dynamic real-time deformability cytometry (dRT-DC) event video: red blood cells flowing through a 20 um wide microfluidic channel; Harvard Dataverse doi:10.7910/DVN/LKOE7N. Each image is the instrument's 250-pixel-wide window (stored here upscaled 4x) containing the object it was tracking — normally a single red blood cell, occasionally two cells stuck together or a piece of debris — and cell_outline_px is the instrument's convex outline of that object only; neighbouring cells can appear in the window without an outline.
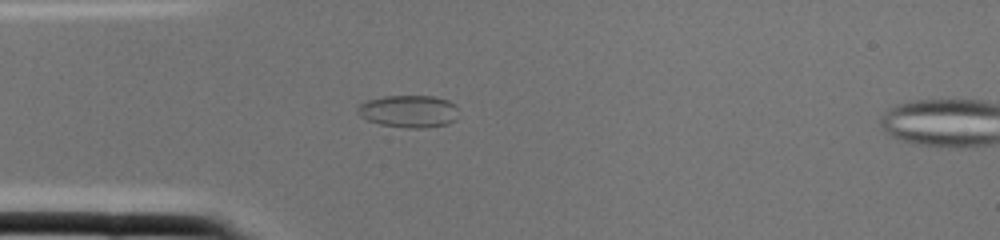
{"species": "common noctule bat (a hibernating species)", "species_latin": "Nyctalus noctula", "temperature_condition": "cold", "stored_images_in_passage": 3, "camera_frame_rate_fps": 3000, "um_per_image_px": 0.085, "animal": {"sex": "female", "body_mass_g": 22.0, "forearm_length_mm": 56.7}, "frame": {"image": 1, "passage_image": 2, "time_ms": 0.333, "image_size_px": [1000, 240], "cell_outline_px": [[456, 120], [448, 124], [424, 128], [404, 128], [380, 124], [368, 120], [360, 116], [356, 112], [356, 108], [360, 104], [368, 100], [384, 96], [432, 96], [448, 100], [456, 104]], "centroid_in_image_um": [34.74, 9.46], "position_along_channel_um": 50.3, "area_um2": 19.13}}